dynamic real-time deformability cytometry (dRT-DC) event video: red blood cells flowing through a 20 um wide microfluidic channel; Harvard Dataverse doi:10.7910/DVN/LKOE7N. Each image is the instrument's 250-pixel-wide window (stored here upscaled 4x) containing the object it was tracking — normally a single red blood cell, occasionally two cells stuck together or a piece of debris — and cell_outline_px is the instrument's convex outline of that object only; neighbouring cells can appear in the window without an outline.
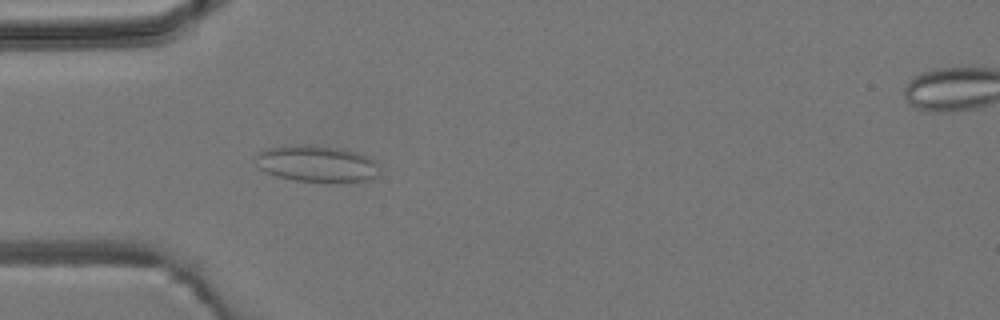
{"species": "common noctule bat (a hibernating species)", "species_latin": "Nyctalus noctula", "temperature_condition": "room temperature", "stored_images_in_passage": 2, "camera_frame_rate_fps": 3000, "um_per_image_px": 0.085, "animal": {"sex": "male", "body_mass_g": 19.2, "forearm_length_mm": 51.8}, "frame": {"image": 1, "passage_image": 1, "time_ms": 0.0, "image_size_px": [1000, 320], "cell_outline_px": [[380, 172], [376, 176], [368, 180], [296, 180], [276, 176], [264, 172], [260, 168], [256, 156], [256, 152], [268, 148], [296, 144], [312, 144], [344, 148], [356, 152], [372, 160], [376, 164]], "centroid_in_image_um": [26.87, 13.87], "position_along_channel_um": 58.1, "area_um2": 25.84}}